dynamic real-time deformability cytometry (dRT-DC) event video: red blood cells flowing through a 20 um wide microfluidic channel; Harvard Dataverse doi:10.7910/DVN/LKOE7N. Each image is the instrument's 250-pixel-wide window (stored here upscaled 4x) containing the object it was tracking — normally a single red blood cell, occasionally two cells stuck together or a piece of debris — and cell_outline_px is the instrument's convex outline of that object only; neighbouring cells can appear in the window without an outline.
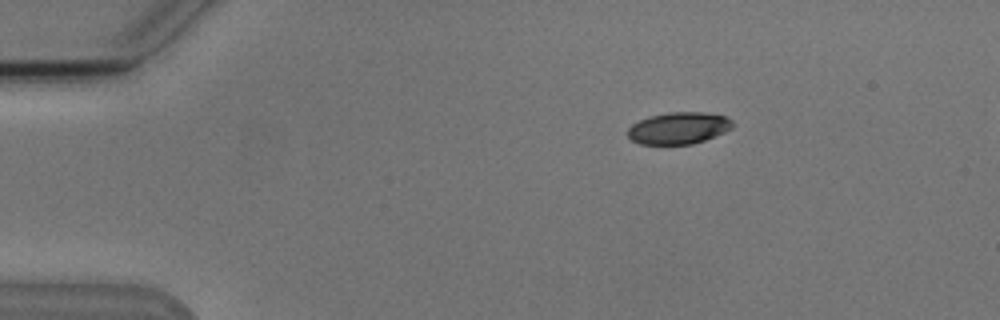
{"species": "Egyptian fruit bat (a non-hibernating species)", "species_latin": "Rousettus aegyptiacus", "temperature_condition": "cold", "stored_images_in_passage": 5, "segment_of_instrument_passage": [1, 2], "camera_frame_rate_fps": 3000, "um_per_image_px": 0.085, "animal": {"sex": "male"}, "frame": {"image": 1, "passage_image": 2, "time_ms": 2.0, "image_size_px": [1000, 320], "cell_outline_px": [[736, 124], [732, 128], [724, 132], [704, 140], [692, 144], [640, 144], [632, 140], [628, 136], [628, 128], [632, 124], [648, 116], [668, 112], [704, 112], [728, 116]], "centroid_in_image_um": [57.71, 10.87], "position_along_channel_um": 27.3, "area_um2": 19.59}}